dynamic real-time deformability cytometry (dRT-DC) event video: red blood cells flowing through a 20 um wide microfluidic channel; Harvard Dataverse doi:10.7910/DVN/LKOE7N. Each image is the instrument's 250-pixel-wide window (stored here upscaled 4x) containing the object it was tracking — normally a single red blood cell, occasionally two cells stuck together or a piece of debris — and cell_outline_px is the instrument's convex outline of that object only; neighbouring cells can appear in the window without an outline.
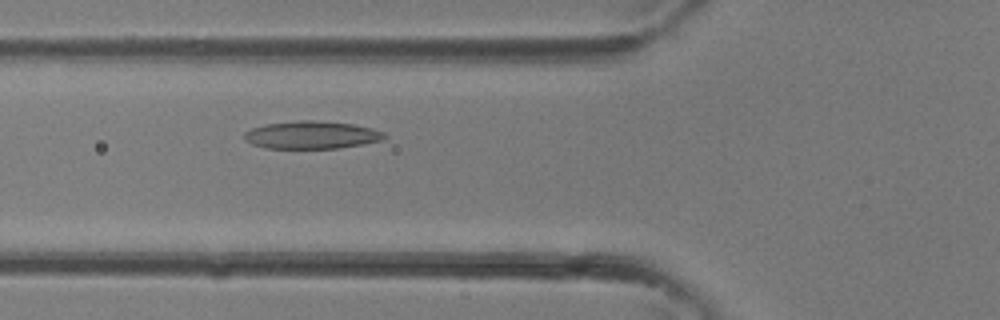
{"species": "common noctule bat (a hibernating species)", "species_latin": "Nyctalus noctula", "temperature_condition": "room temperature", "stored_images_in_passage": 26, "camera_frame_rate_fps": 3000, "um_per_image_px": 0.085, "animal": {"sex": "female"}, "frame": {"image": 1, "passage_image": 3, "time_ms": 0.667, "image_size_px": [1000, 320], "cell_outline_px": [[388, 136], [384, 140], [364, 144], [340, 148], [264, 148], [252, 144], [244, 140], [244, 132], [252, 128], [268, 124], [300, 120], [312, 120], [352, 124], [372, 128], [384, 132]], "centroid_in_image_um": [26.52, 11.48], "position_along_channel_um": 99.3, "area_um2": 22.66}}
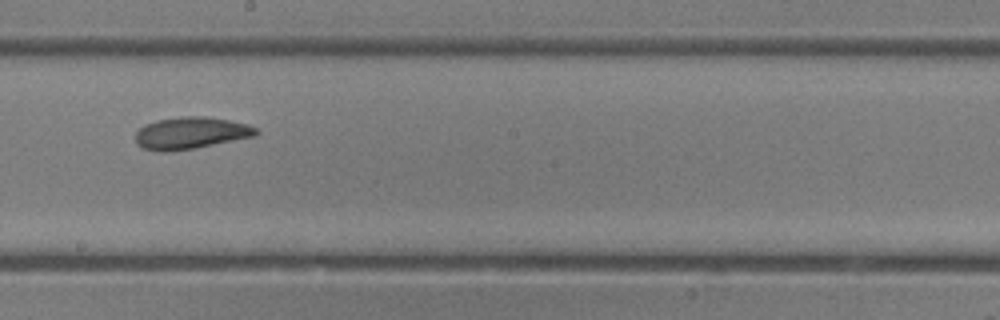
{"frame": {"image": 2, "passage_image": 10, "time_ms": 3.0, "image_size_px": [1000, 320], "cell_outline_px": [[260, 132], [256, 136], [196, 148], [172, 152], [160, 152], [140, 148], [136, 144], [136, 132], [144, 124], [156, 120], [184, 116], [204, 116], [228, 120], [248, 124], [256, 128]], "centroid_in_image_um": [16.2, 11.32], "position_along_channel_um": 232.0, "area_um2": 22.77}}
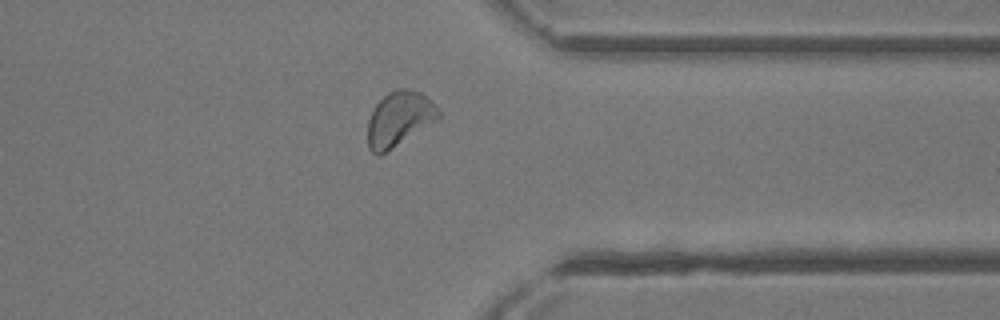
{"frame": {"image": 3, "passage_image": 18, "time_ms": 5.667, "image_size_px": [1000, 320], "cell_outline_px": [[440, 120], [380, 156], [376, 156], [368, 148], [368, 120], [376, 104], [388, 92], [396, 88], [404, 88], [420, 92], [436, 104], [440, 108]], "centroid_in_image_um": [33.97, 10.12], "position_along_channel_um": 377.4, "area_um2": 23.06}}